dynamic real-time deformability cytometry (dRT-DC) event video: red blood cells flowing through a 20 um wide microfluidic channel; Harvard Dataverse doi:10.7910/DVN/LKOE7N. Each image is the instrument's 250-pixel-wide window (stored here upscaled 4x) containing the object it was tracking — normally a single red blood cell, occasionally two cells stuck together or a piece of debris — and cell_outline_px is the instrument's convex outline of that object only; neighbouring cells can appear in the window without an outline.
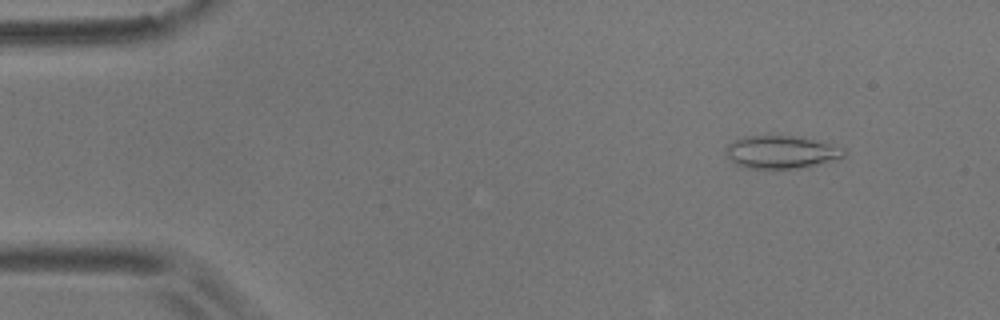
{"species": "common noctule bat (a hibernating species)", "species_latin": "Nyctalus noctula", "temperature_condition": "room temperature", "stored_images_in_passage": 6, "camera_frame_rate_fps": 3000, "um_per_image_px": 0.085, "animal": {"sex": "male", "body_mass_g": 17.9}, "frame": {"image": 1, "passage_image": 2, "time_ms": 1.0, "image_size_px": [1000, 320], "cell_outline_px": [[848, 152], [844, 156], [836, 160], [796, 168], [744, 168], [736, 164], [724, 152], [724, 148], [732, 140], [744, 136], [800, 136], [844, 148]], "centroid_in_image_um": [66.38, 12.91], "position_along_channel_um": 18.6, "area_um2": 22.6}}
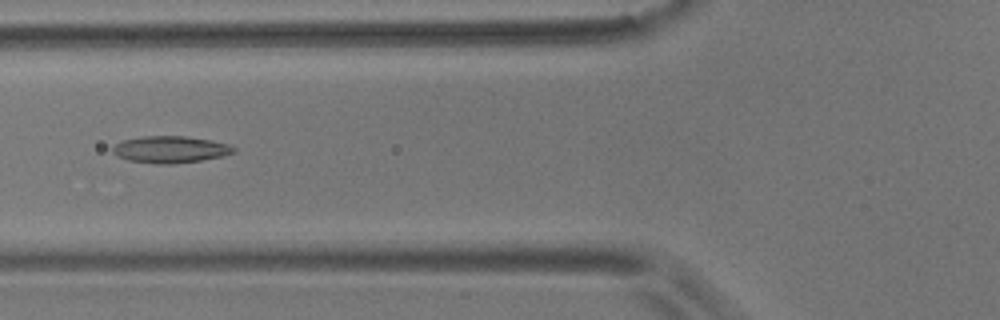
{"frame": {"image": 2, "passage_image": 6, "time_ms": 6.0, "image_size_px": [1000, 320], "cell_outline_px": [[236, 152], [224, 156], [200, 160], [172, 164], [156, 164], [128, 160], [116, 156], [112, 152], [112, 148], [116, 144], [124, 140], [140, 136], [184, 136], [212, 140], [228, 144], [236, 148]], "centroid_in_image_um": [14.49, 12.7], "position_along_channel_um": 111.3, "area_um2": 19.02}}